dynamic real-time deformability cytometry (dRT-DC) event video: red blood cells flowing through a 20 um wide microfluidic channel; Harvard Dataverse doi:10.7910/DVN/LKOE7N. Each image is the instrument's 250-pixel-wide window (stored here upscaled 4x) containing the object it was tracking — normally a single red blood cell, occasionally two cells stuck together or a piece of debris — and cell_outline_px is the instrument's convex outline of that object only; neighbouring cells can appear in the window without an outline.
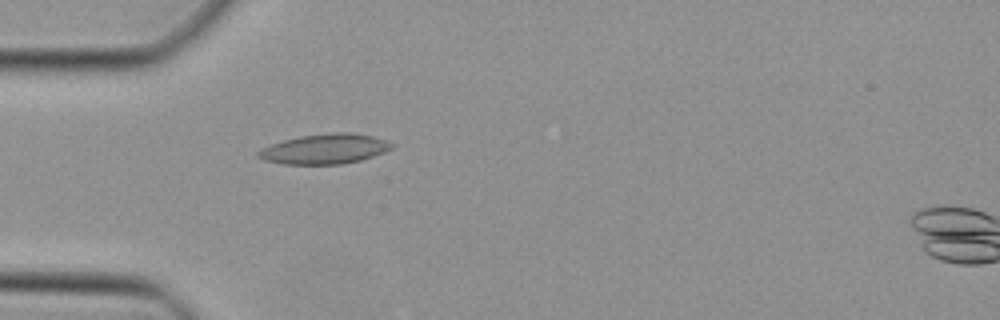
{"species": "Egyptian fruit bat (a non-hibernating species)", "species_latin": "Rousettus aegyptiacus", "temperature_condition": "cold", "stored_images_in_passage": 47, "camera_frame_rate_fps": 3000, "um_per_image_px": 0.085, "animal": {"sex": "female"}, "frame": {"image": 1, "passage_image": 14, "time_ms": 4.333, "image_size_px": [1000, 320], "cell_outline_px": [[396, 144], [392, 148], [384, 152], [360, 160], [340, 164], [284, 164], [264, 160], [256, 156], [256, 152], [272, 144], [284, 140], [300, 136], [332, 132], [352, 132], [372, 136], [388, 140]], "centroid_in_image_um": [27.64, 12.65], "position_along_channel_um": 57.4, "area_um2": 23.29}}
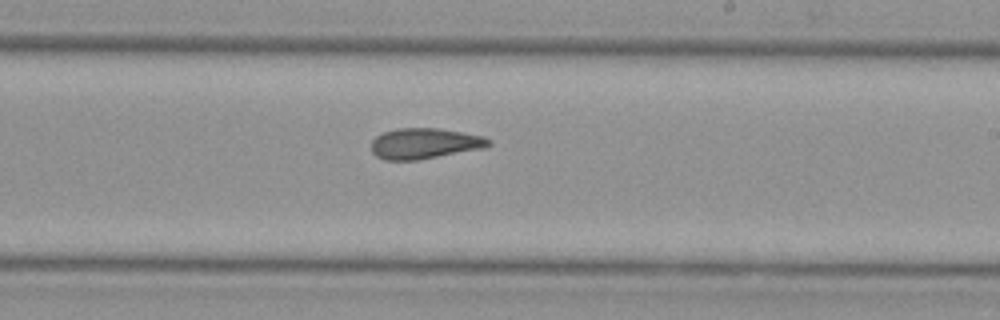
{"frame": {"image": 2, "passage_image": 28, "time_ms": 9.0, "image_size_px": [1000, 320], "cell_outline_px": [[492, 144], [488, 148], [420, 160], [384, 160], [376, 156], [372, 152], [372, 140], [376, 136], [384, 132], [396, 128], [440, 128], [484, 136], [492, 140]], "centroid_in_image_um": [36.15, 12.2], "position_along_channel_um": 252.8, "area_um2": 21.44}}
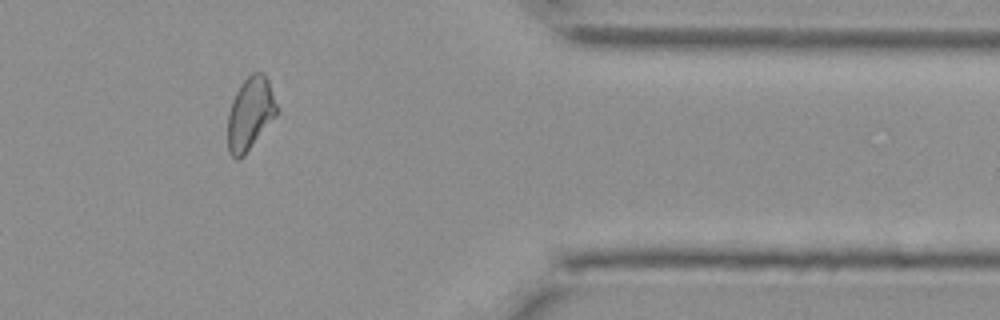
{"frame": {"image": 3, "passage_image": 39, "time_ms": 12.667, "image_size_px": [1000, 320], "cell_outline_px": [[280, 108], [276, 116], [244, 156], [236, 160], [228, 152], [228, 116], [232, 100], [240, 84], [252, 72], [260, 72], [268, 80]], "centroid_in_image_um": [21.28, 9.66], "position_along_channel_um": 390.1, "area_um2": 20.92}}